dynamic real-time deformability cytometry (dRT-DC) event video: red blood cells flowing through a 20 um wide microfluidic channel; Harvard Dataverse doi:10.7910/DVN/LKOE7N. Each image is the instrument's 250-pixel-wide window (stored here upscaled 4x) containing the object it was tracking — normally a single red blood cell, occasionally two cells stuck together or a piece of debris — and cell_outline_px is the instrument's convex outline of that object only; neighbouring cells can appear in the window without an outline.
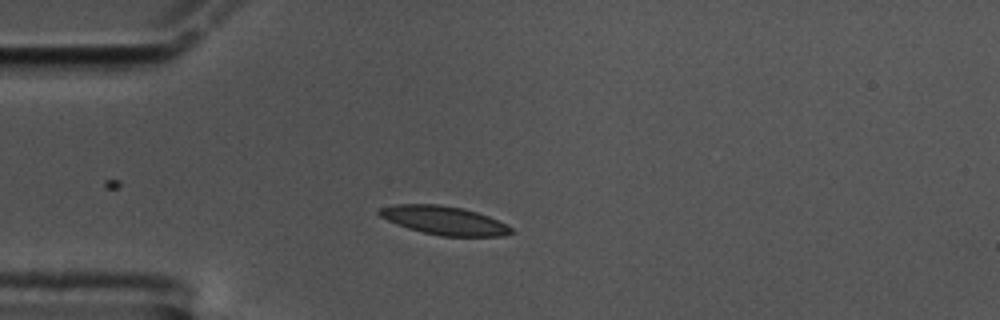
{"species": "common noctule bat (a hibernating species)", "species_latin": "Nyctalus noctula", "temperature_condition": "cold", "stored_images_in_passage": 21, "camera_frame_rate_fps": 3000, "um_per_image_px": 0.085, "animal": {"sex": "male", "body_mass_g": 17.5, "forearm_length_mm": 52.3}, "frame": {"image": 1, "passage_image": 11, "time_ms": 3.333, "image_size_px": [1000, 320], "cell_outline_px": [[516, 232], [504, 236], [440, 236], [408, 228], [396, 224], [380, 216], [376, 212], [380, 208], [396, 204], [436, 204], [464, 208], [488, 216], [512, 228]], "centroid_in_image_um": [37.75, 18.73], "position_along_channel_um": 47.3, "area_um2": 21.85}}